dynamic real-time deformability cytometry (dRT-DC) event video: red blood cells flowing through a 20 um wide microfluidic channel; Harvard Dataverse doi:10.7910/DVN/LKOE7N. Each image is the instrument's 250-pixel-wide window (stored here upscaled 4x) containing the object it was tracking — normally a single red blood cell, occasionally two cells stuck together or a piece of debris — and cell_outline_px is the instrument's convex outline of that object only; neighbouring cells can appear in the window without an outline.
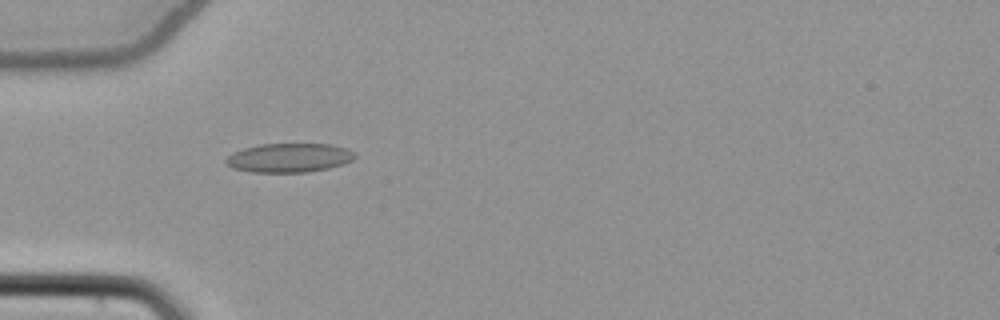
{"species": "common noctule bat (a hibernating species)", "species_latin": "Nyctalus noctula", "temperature_condition": "cold", "stored_images_in_passage": 48, "camera_frame_rate_fps": 3000, "um_per_image_px": 0.085, "animal": {"sex": "female", "body_mass_g": 22.7, "forearm_length_mm": 54.2}, "frame": {"image": 1, "passage_image": 12, "time_ms": 3.667, "image_size_px": [1000, 320], "cell_outline_px": [[356, 156], [352, 160], [344, 164], [328, 168], [308, 172], [252, 172], [232, 168], [224, 160], [228, 156], [244, 148], [260, 144], [332, 144], [348, 148]], "centroid_in_image_um": [24.6, 13.41], "position_along_channel_um": 60.4, "area_um2": 21.73}}
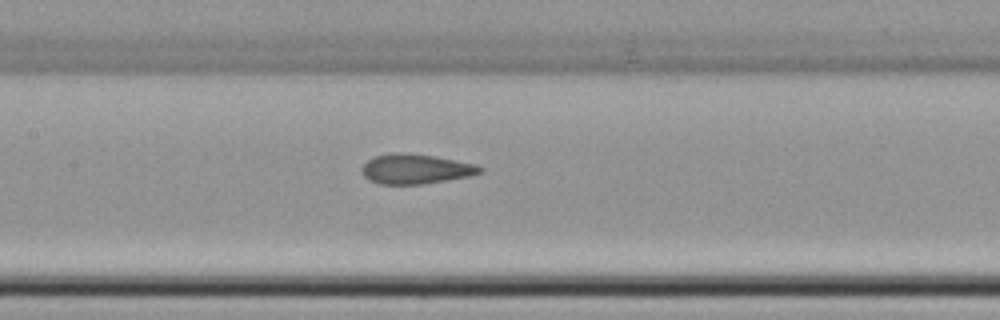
{"frame": {"image": 2, "passage_image": 21, "time_ms": 6.667, "image_size_px": [1000, 320], "cell_outline_px": [[484, 172], [472, 176], [420, 184], [380, 184], [368, 180], [364, 176], [360, 168], [368, 160], [376, 156], [396, 152], [400, 152], [432, 156], [476, 164], [484, 168]], "centroid_in_image_um": [35.34, 14.37], "position_along_channel_um": 172.1, "area_um2": 20.46}}
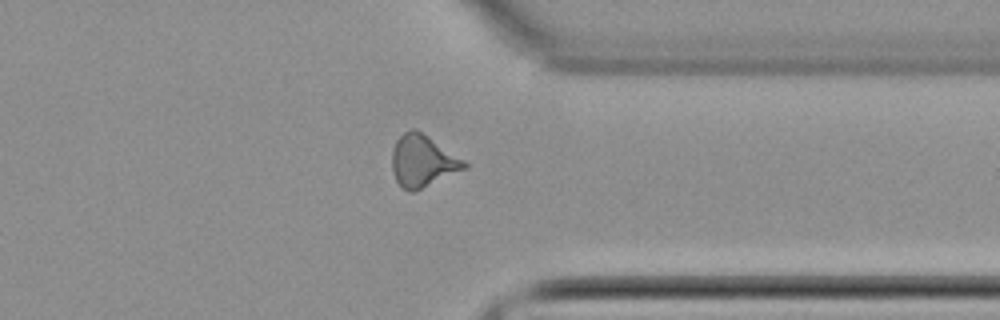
{"frame": {"image": 3, "passage_image": 37, "time_ms": 12.0, "image_size_px": [1000, 320], "cell_outline_px": [[468, 168], [416, 192], [408, 192], [400, 188], [396, 180], [392, 168], [392, 152], [396, 140], [404, 132], [412, 128], [416, 128], [464, 160], [468, 164]], "centroid_in_image_um": [35.92, 13.72], "position_along_channel_um": 375.5, "area_um2": 22.14}, "authors_computed_cell_mechanics": {"area_um2": 20.808, "velocity_mm_per_s": 3.8699, "shape_relaxation_time_tau1_ms": null, "shape_relaxation_time_tau2_ms": 1.8808, "deformation_change_tau1": null, "deformation_change_tau2": 0.067}}